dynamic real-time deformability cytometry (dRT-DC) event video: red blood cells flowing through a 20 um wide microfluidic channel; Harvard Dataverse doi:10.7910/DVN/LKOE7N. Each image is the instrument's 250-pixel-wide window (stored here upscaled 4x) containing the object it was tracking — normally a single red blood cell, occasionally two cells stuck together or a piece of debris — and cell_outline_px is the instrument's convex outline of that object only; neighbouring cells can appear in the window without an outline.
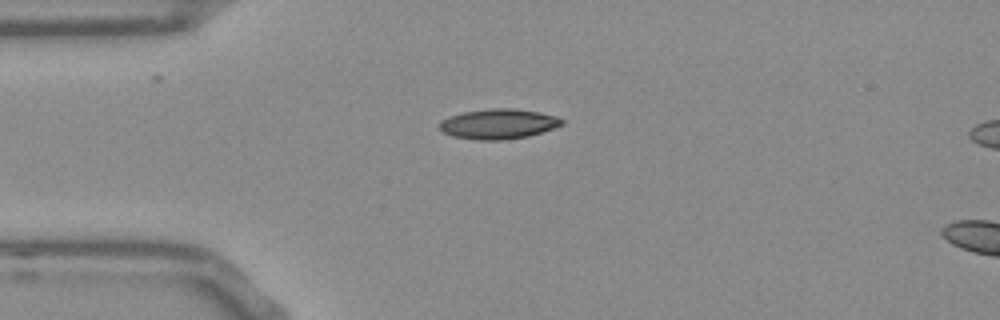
{"species": "Egyptian fruit bat (a non-hibernating species)", "species_latin": "Rousettus aegyptiacus", "temperature_condition": "room temperature", "stored_images_in_passage": 34, "camera_frame_rate_fps": 3000, "um_per_image_px": 0.085, "frame": {"image": 1, "passage_image": 1, "time_ms": 0.0, "image_size_px": [1000, 320], "cell_outline_px": [[564, 124], [528, 136], [504, 140], [480, 140], [452, 136], [444, 132], [440, 128], [440, 124], [444, 120], [452, 116], [464, 112], [492, 108], [512, 108], [540, 112], [556, 116], [564, 120]], "centroid_in_image_um": [42.41, 10.53], "position_along_channel_um": 42.6, "area_um2": 21.1}}
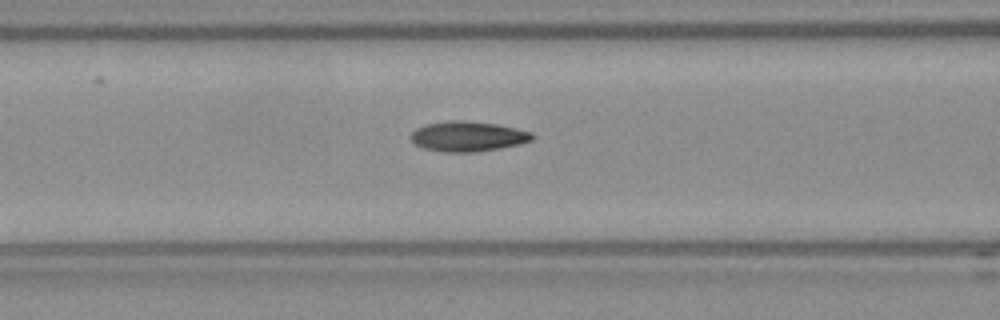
{"frame": {"image": 2, "passage_image": 9, "time_ms": 2.667, "image_size_px": [1000, 320], "cell_outline_px": [[536, 136], [532, 140], [520, 144], [500, 148], [476, 152], [444, 152], [424, 148], [416, 144], [412, 140], [412, 132], [416, 128], [424, 124], [452, 120], [464, 120], [496, 124], [516, 128], [532, 132]], "centroid_in_image_um": [39.8, 11.59], "position_along_channel_um": 126.8, "area_um2": 21.33}}
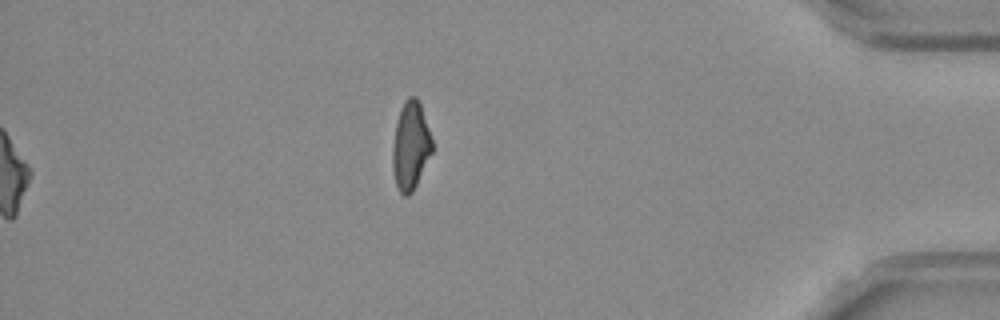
{"frame": {"image": 3, "passage_image": 34, "time_ms": 11.0, "image_size_px": [1000, 320], "cell_outline_px": [[432, 152], [412, 192], [408, 196], [404, 196], [400, 192], [396, 184], [392, 168], [392, 148], [396, 120], [400, 108], [404, 100], [408, 96], [416, 96], [420, 104], [432, 140]], "centroid_in_image_um": [34.87, 12.37], "position_along_channel_um": 400.3, "area_um2": 20.23}, "authors_computed_cell_mechanics": {"area_um2": 20.8947, "velocity_mm_per_s": 3.8089, "shape_relaxation_time_tau1_ms": 7.4574, "shape_relaxation_time_tau2_ms": 2.9001, "deformation_change_tau1": 0.1966, "deformation_change_tau2": 0.0874}}